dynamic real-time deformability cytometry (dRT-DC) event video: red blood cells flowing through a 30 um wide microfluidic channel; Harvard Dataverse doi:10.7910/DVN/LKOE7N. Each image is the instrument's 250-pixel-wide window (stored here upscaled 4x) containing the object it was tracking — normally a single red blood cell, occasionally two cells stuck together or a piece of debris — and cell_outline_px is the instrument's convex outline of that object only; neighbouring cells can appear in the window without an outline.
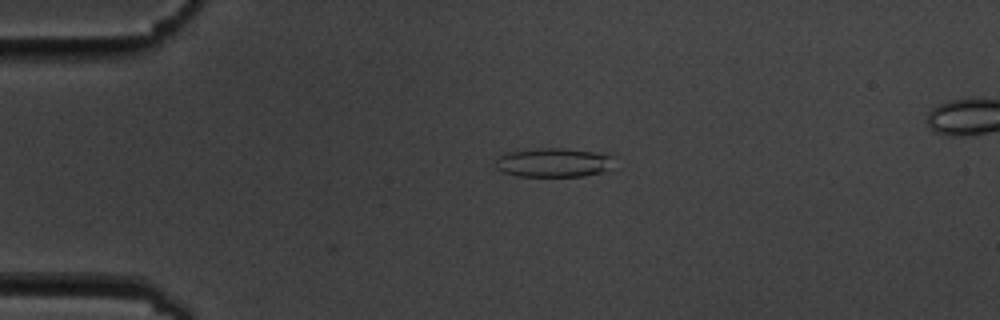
{"species": "common noctule bat (a hibernating species)", "species_latin": "Nyctalus noctula", "temperature_condition": "cold", "stored_images_in_passage": 5, "camera_frame_rate_fps": 3000, "um_per_image_px": 0.085, "animal": {"sex": "male", "body_mass_g": 19.5, "forearm_length_mm": 54.6}, "frame": {"image": 1, "passage_image": 3, "time_ms": 3.0, "image_size_px": [1000, 320], "cell_outline_px": [[616, 156], [608, 172], [584, 176], [516, 176], [504, 172], [496, 168], [496, 160], [500, 152], [540, 148], [564, 148], [612, 152]], "centroid_in_image_um": [47.15, 13.79], "position_along_channel_um": 37.8, "area_um2": 21.04}}